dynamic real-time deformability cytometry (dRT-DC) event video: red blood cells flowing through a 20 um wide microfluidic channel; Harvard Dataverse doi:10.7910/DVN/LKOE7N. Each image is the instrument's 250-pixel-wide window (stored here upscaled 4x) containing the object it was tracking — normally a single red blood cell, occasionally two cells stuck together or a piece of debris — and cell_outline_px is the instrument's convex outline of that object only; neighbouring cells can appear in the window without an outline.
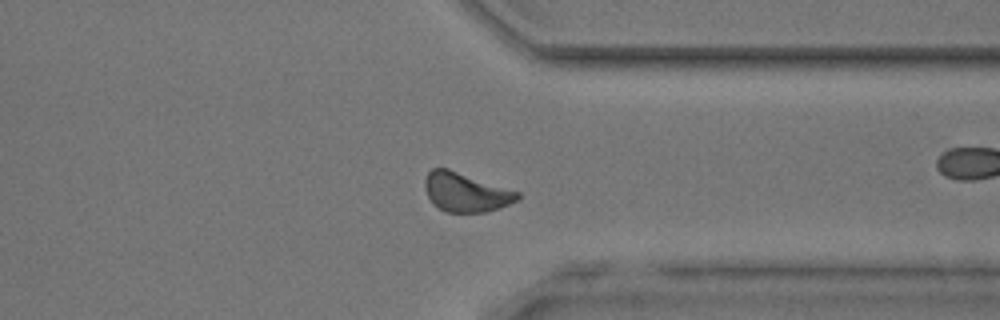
{"species": "common noctule bat (a hibernating species)", "species_latin": "Nyctalus noctula", "temperature_condition": "room temperature", "stored_images_in_passage": 38, "camera_frame_rate_fps": 3000, "um_per_image_px": 0.085, "animal": {"sex": "male", "body_mass_g": 17.9, "forearm_length_mm": 54.2}, "frame": {"image": 1, "passage_image": 27, "time_ms": 8.667, "image_size_px": [1000, 320], "cell_outline_px": [[520, 200], [500, 208], [484, 212], [444, 212], [432, 204], [424, 188], [424, 180], [428, 172], [432, 168], [448, 168], [520, 192]], "centroid_in_image_um": [39.59, 16.34], "position_along_channel_um": 371.8, "area_um2": 21.33}}